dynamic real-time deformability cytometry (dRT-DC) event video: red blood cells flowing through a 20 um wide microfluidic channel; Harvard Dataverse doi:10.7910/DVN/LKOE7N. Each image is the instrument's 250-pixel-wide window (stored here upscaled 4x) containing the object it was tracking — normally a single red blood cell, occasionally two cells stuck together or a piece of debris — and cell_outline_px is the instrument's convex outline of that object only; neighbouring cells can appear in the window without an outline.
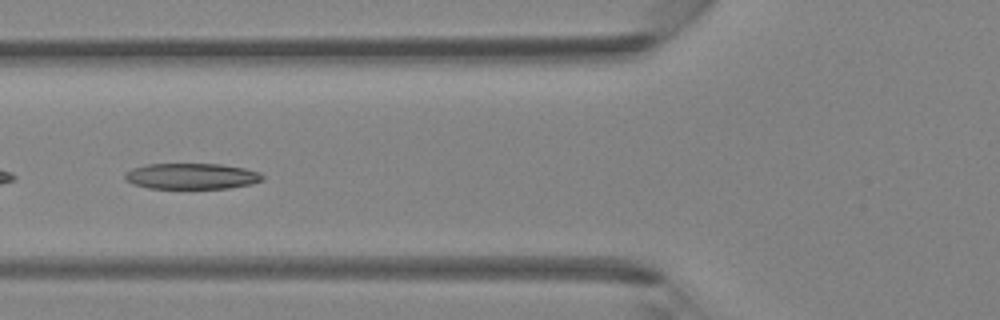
{"species": "Egyptian fruit bat (a non-hibernating species)", "species_latin": "Rousettus aegyptiacus", "temperature_condition": "room temperature", "stored_images_in_passage": 40, "camera_frame_rate_fps": 3000, "um_per_image_px": 0.085, "animal": {"sex": "female"}, "frame": {"image": 1, "passage_image": 13, "time_ms": 4.0, "image_size_px": [1000, 320], "cell_outline_px": [[264, 180], [252, 184], [228, 188], [148, 188], [132, 184], [124, 180], [124, 172], [132, 168], [148, 164], [220, 164], [244, 168], [260, 172], [264, 176]], "centroid_in_image_um": [16.27, 14.97], "position_along_channel_um": 109.5, "area_um2": 20.92}}
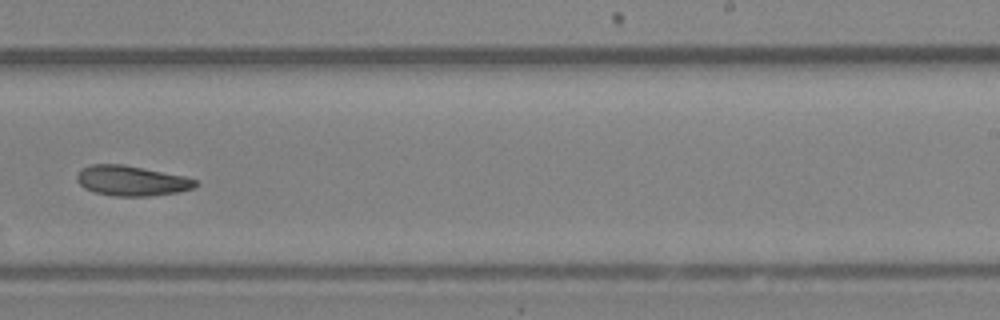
{"frame": {"image": 2, "passage_image": 24, "time_ms": 7.667, "image_size_px": [1000, 320], "cell_outline_px": [[200, 184], [192, 188], [176, 192], [148, 196], [116, 196], [96, 192], [84, 188], [76, 180], [76, 176], [84, 168], [92, 164], [124, 164], [184, 176], [196, 180]], "centroid_in_image_um": [11.19, 15.36], "position_along_channel_um": 277.8, "area_um2": 20.58}}
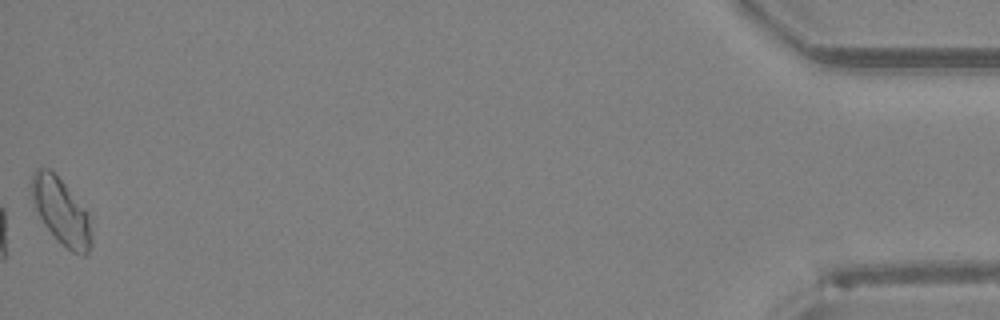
{"frame": {"image": 3, "passage_image": 40, "time_ms": 13.0, "image_size_px": [1000, 320], "cell_outline_px": [[92, 244], [88, 252], [84, 256], [72, 252], [56, 240], [44, 224], [32, 200], [28, 184], [36, 168], [48, 168], [92, 212]], "centroid_in_image_um": [5.25, 17.99], "position_along_channel_um": 430.0, "area_um2": 23.87}}